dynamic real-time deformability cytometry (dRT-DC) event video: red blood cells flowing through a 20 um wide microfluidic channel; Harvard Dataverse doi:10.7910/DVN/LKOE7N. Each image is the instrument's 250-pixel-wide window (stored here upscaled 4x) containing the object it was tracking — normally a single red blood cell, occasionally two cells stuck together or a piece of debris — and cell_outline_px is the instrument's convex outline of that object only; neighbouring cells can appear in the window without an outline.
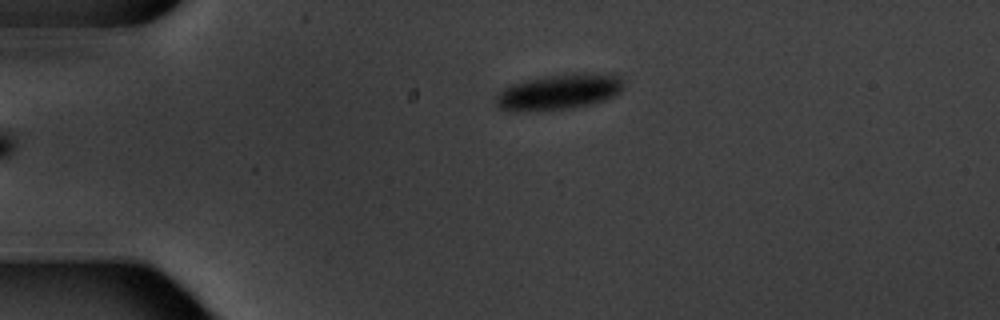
{"species": "common noctule bat (a hibernating species)", "species_latin": "Nyctalus noctula", "temperature_condition": "warm", "stored_images_in_passage": 6, "camera_frame_rate_fps": 3000, "um_per_image_px": 0.085, "animal": {"sex": "male", "body_mass_g": 20.1, "forearm_length_mm": 53.5}, "frame": {"image": 1, "passage_image": 6, "time_ms": 7.0, "image_size_px": [1000, 320], "cell_outline_px": [[624, 88], [620, 92], [604, 100], [592, 104], [564, 108], [532, 112], [512, 112], [496, 108], [492, 100], [504, 88], [512, 84], [544, 76], [572, 72], [612, 72], [620, 76], [624, 80]], "centroid_in_image_um": [47.52, 7.79], "position_along_channel_um": 37.5, "area_um2": 27.4}}